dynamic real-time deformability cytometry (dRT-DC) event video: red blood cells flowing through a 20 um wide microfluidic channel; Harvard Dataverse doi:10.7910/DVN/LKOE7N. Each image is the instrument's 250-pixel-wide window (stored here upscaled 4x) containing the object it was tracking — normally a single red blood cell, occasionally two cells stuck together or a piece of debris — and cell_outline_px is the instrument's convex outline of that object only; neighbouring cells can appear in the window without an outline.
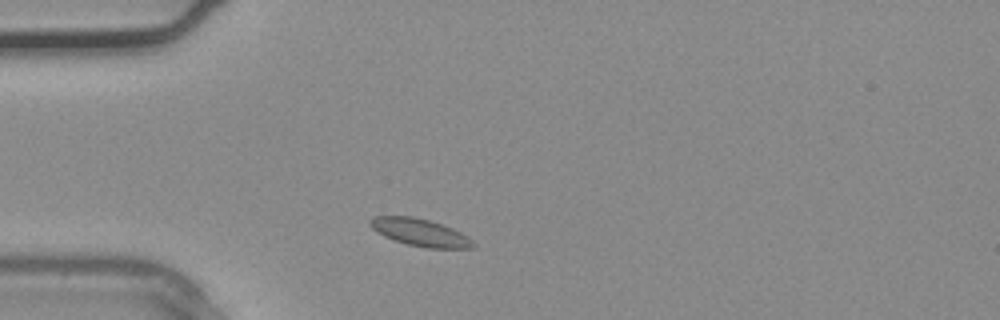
{"species": "common noctule bat (a hibernating species)", "species_latin": "Nyctalus noctula", "temperature_condition": "warm", "stored_images_in_passage": 1, "camera_frame_rate_fps": 3000, "um_per_image_px": 0.085, "animal": {"sex": "male", "body_mass_g": 20.4}, "frame": {"image": 1, "passage_image": 1, "time_ms": 0.0, "image_size_px": [1000, 320], "cell_outline_px": [[476, 244], [472, 248], [428, 248], [408, 244], [384, 236], [372, 228], [368, 224], [368, 220], [376, 216], [412, 216], [428, 220], [452, 228], [460, 232], [472, 240]], "centroid_in_image_um": [35.7, 19.75], "position_along_channel_um": 49.3, "area_um2": 16.18}}